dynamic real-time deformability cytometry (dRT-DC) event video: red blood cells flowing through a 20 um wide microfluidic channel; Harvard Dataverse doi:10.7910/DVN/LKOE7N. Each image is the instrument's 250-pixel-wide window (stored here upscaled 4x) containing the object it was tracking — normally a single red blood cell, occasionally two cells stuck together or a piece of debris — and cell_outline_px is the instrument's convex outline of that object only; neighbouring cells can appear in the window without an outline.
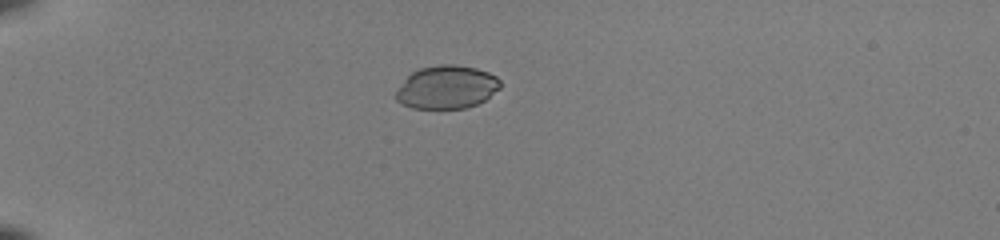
{"species": "common noctule bat (a hibernating species)", "species_latin": "Nyctalus noctula", "temperature_condition": "room temperature", "stored_images_in_passage": 37, "camera_frame_rate_fps": 3000, "um_per_image_px": 0.085, "animal": {"sex": "female", "body_mass_g": 22.0, "forearm_length_mm": 56.7}, "frame": {"image": 1, "passage_image": 1, "time_ms": 0.0, "image_size_px": [1000, 240], "cell_outline_px": [[500, 88], [484, 100], [476, 104], [464, 108], [412, 108], [396, 100], [396, 92], [404, 80], [412, 72], [420, 68], [440, 64], [456, 64], [476, 68], [488, 72], [496, 76], [500, 80]], "centroid_in_image_um": [37.98, 7.4], "position_along_channel_um": 47.0, "area_um2": 26.07}}
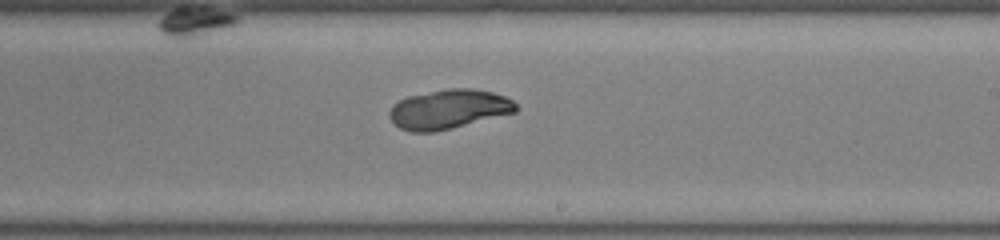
{"frame": {"image": 2, "passage_image": 19, "time_ms": 6.0, "image_size_px": [1000, 240], "cell_outline_px": [[516, 112], [436, 132], [412, 132], [400, 128], [388, 116], [388, 112], [392, 104], [408, 96], [448, 88], [472, 88], [492, 92], [504, 96], [512, 100], [516, 104]], "centroid_in_image_um": [38.12, 9.28], "position_along_channel_um": 250.9, "area_um2": 28.96}}
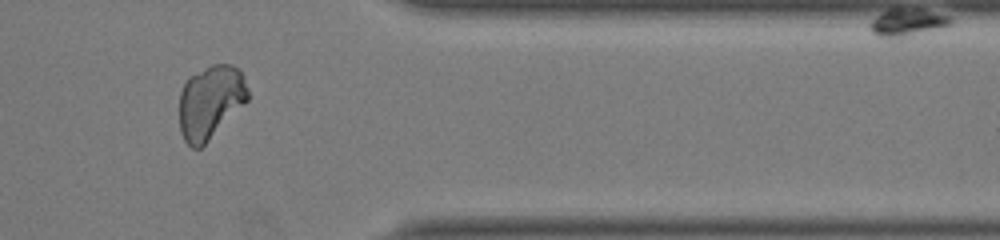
{"frame": {"image": 3, "passage_image": 30, "time_ms": 9.667, "image_size_px": [1000, 240], "cell_outline_px": [[248, 100], [200, 148], [192, 148], [184, 140], [180, 132], [180, 92], [188, 76], [212, 64], [232, 64], [244, 76], [248, 88]], "centroid_in_image_um": [17.87, 8.64], "position_along_channel_um": 393.5, "area_um2": 29.13}, "authors_computed_cell_mechanics": {"area_um2": 29.2468, "velocity_mm_per_s": 4.0949, "shape_relaxation_time_tau1_ms": null, "shape_relaxation_time_tau2_ms": 2.4125, "deformation_change_tau1": null, "deformation_change_tau2": 0.0347}}